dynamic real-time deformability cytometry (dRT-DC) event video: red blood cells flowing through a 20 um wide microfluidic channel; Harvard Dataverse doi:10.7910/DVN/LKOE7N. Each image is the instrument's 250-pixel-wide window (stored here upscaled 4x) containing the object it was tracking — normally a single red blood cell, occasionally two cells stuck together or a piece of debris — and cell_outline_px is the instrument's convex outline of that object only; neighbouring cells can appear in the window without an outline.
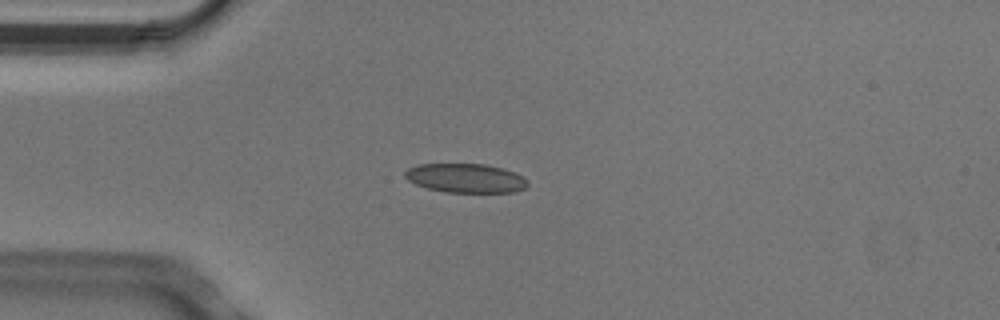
{"species": "Egyptian fruit bat (a non-hibernating species)", "species_latin": "Rousettus aegyptiacus", "temperature_condition": "cold", "stored_images_in_passage": 3, "camera_frame_rate_fps": 3000, "um_per_image_px": 0.085, "animal": {"sex": "male"}, "frame": {"image": 1, "passage_image": 3, "time_ms": 0.667, "image_size_px": [1000, 320], "cell_outline_px": [[528, 184], [524, 188], [516, 192], [444, 192], [428, 188], [416, 184], [408, 180], [404, 176], [404, 172], [408, 168], [416, 164], [484, 164], [504, 168], [524, 176], [528, 180]], "centroid_in_image_um": [39.59, 15.13], "position_along_channel_um": 45.4, "area_um2": 20.92}}